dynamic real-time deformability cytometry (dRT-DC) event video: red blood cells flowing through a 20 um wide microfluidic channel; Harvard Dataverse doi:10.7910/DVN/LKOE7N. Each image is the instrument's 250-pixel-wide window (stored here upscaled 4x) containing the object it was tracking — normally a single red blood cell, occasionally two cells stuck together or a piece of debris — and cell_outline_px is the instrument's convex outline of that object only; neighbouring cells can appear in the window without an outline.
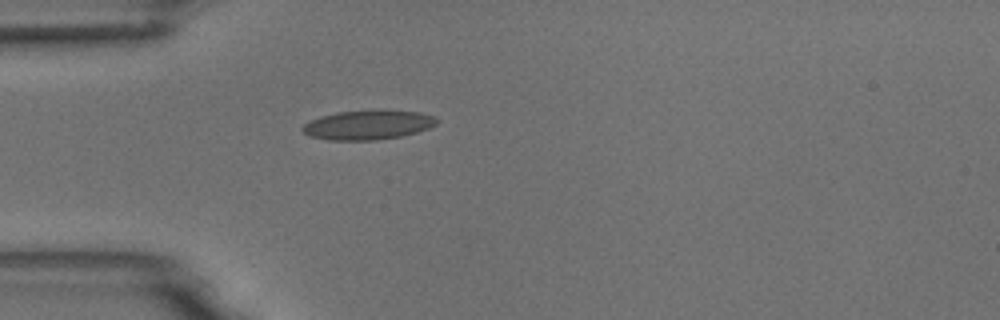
{"species": "common noctule bat (a hibernating species)", "species_latin": "Nyctalus noctula", "temperature_condition": "room temperature", "stored_images_in_passage": 1, "camera_frame_rate_fps": 3000, "um_per_image_px": 0.085, "animal": {"sex": "male", "body_mass_g": 18.8}, "frame": {"image": 1, "passage_image": 1, "time_ms": 0.0, "image_size_px": [1000, 320], "cell_outline_px": [[440, 120], [436, 124], [428, 128], [416, 132], [400, 136], [376, 140], [328, 140], [308, 136], [300, 128], [308, 120], [320, 116], [336, 112], [420, 112], [436, 116]], "centroid_in_image_um": [31.23, 10.64], "position_along_channel_um": 53.8, "area_um2": 22.48}}